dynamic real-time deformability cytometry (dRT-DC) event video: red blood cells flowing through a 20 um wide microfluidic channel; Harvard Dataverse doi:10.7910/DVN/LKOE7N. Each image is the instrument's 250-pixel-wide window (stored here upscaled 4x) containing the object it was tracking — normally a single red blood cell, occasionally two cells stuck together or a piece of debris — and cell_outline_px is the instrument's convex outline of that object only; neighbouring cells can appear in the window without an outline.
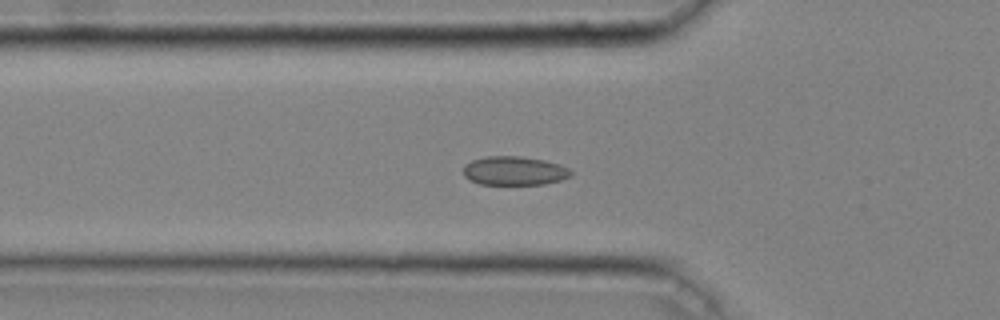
{"species": "common noctule bat (a hibernating species)", "species_latin": "Nyctalus noctula", "temperature_condition": "cold", "stored_images_in_passage": 46, "camera_frame_rate_fps": 3000, "um_per_image_px": 0.085, "animal": {"sex": "male", "body_mass_g": 20.4}, "frame": {"image": 1, "passage_image": 15, "time_ms": 4.667, "image_size_px": [1000, 320], "cell_outline_px": [[572, 176], [560, 180], [544, 184], [480, 184], [468, 180], [464, 176], [464, 164], [472, 160], [484, 156], [520, 156], [544, 160], [560, 164], [568, 168], [572, 172]], "centroid_in_image_um": [43.7, 14.51], "position_along_channel_um": 82.1, "area_um2": 18.21}}
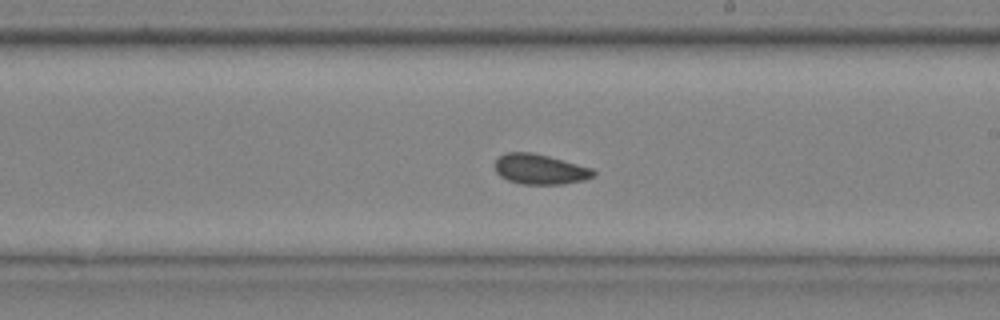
{"frame": {"image": 2, "passage_image": 27, "time_ms": 8.667, "image_size_px": [1000, 320], "cell_outline_px": [[596, 176], [584, 180], [560, 184], [520, 184], [508, 180], [500, 176], [496, 172], [496, 160], [504, 152], [532, 152], [548, 156], [592, 168], [596, 172]], "centroid_in_image_um": [45.9, 14.38], "position_along_channel_um": 243.1, "area_um2": 17.28}}
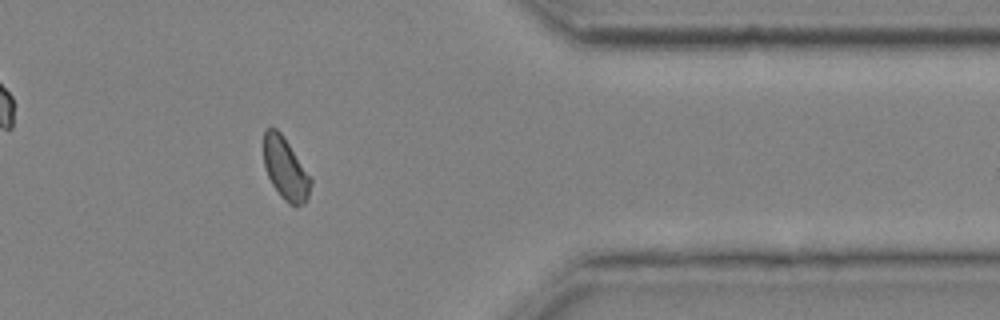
{"frame": {"image": 3, "passage_image": 39, "time_ms": 12.667, "image_size_px": [1000, 320], "cell_outline_px": [[312, 184], [308, 196], [304, 204], [296, 208], [288, 204], [280, 196], [272, 184], [268, 176], [264, 164], [264, 132], [268, 128], [276, 128], [280, 132], [312, 176]], "centroid_in_image_um": [24.3, 14.39], "position_along_channel_um": 387.1, "area_um2": 17.22}, "authors_computed_cell_mechanics": {"area_um2": 17.5134, "velocity_mm_per_s": 4.0285, "shape_relaxation_time_tau1_ms": null, "shape_relaxation_time_tau2_ms": 1.406, "deformation_change_tau1": null, "deformation_change_tau2": 0.0327}}